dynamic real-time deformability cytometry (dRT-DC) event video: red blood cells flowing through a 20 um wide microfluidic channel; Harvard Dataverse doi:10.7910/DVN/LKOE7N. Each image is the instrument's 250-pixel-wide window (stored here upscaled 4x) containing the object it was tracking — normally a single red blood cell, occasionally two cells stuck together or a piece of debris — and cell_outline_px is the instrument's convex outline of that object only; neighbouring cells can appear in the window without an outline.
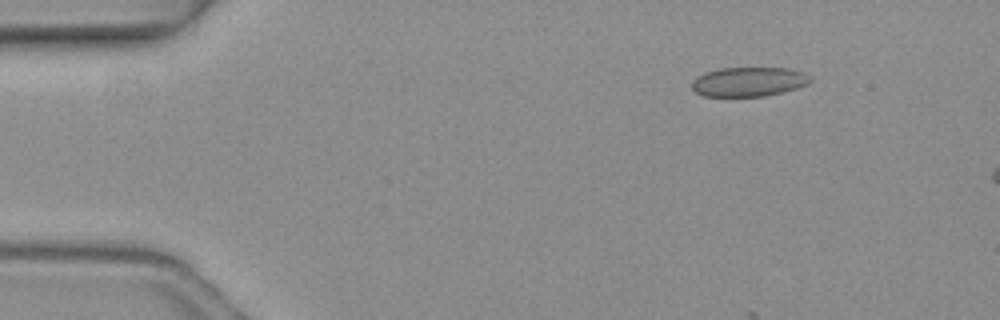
{"species": "common noctule bat (a hibernating species)", "species_latin": "Nyctalus noctula", "temperature_condition": "warm", "stored_images_in_passage": 5, "camera_frame_rate_fps": 3000, "um_per_image_px": 0.085, "animal": {"sex": "female", "body_mass_g": 19.3, "forearm_length_mm": 54.1}, "frame": {"image": 1, "passage_image": 2, "time_ms": 0.333, "image_size_px": [1000, 320], "cell_outline_px": [[812, 80], [808, 84], [796, 88], [764, 96], [704, 96], [696, 92], [692, 88], [692, 80], [696, 76], [704, 72], [720, 68], [788, 68], [804, 72], [812, 76]], "centroid_in_image_um": [63.64, 6.93], "position_along_channel_um": 21.4, "area_um2": 20.35}}